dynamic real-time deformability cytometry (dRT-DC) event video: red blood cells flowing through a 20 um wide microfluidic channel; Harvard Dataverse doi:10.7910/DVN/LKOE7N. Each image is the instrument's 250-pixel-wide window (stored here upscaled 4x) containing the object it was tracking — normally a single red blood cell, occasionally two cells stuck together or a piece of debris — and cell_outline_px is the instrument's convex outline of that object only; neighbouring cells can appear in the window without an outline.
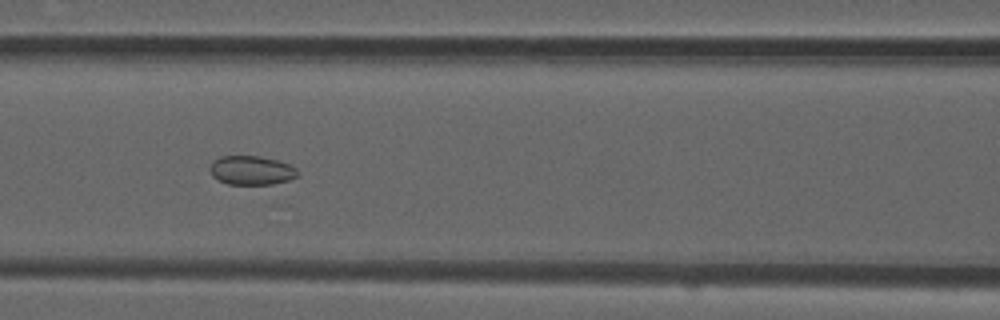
{"species": "common noctule bat (a hibernating species)", "species_latin": "Nyctalus noctula", "temperature_condition": "room temperature", "stored_images_in_passage": 35, "camera_frame_rate_fps": 3000, "um_per_image_px": 0.085, "animal": {"sex": "male", "forearm_length_mm": 52.5}, "frame": {"image": 1, "passage_image": 22, "time_ms": 7.0, "image_size_px": [1000, 320], "cell_outline_px": [[300, 172], [296, 176], [288, 180], [272, 184], [228, 184], [212, 176], [208, 168], [212, 160], [220, 156], [260, 156], [292, 164]], "centroid_in_image_um": [21.36, 14.46], "position_along_channel_um": 145.2, "area_um2": 14.97}}
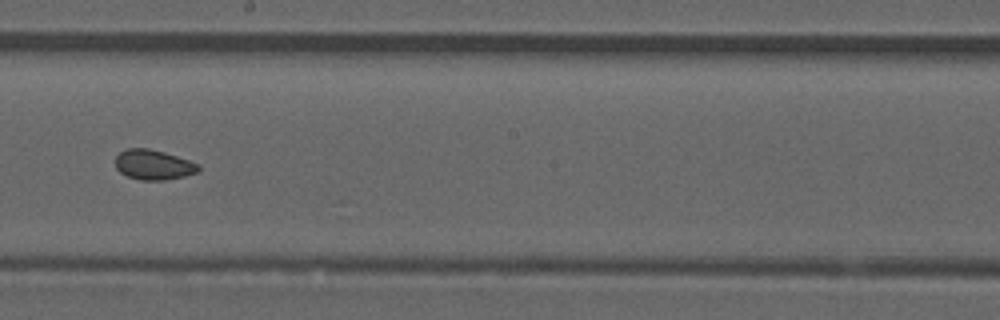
{"frame": {"image": 2, "passage_image": 29, "time_ms": 9.333, "image_size_px": [1000, 320], "cell_outline_px": [[200, 172], [184, 176], [164, 180], [140, 180], [128, 176], [120, 172], [116, 168], [116, 156], [120, 152], [128, 148], [148, 148], [164, 152], [200, 164]], "centroid_in_image_um": [13.06, 14.0], "position_along_channel_um": 235.1, "area_um2": 14.51}}
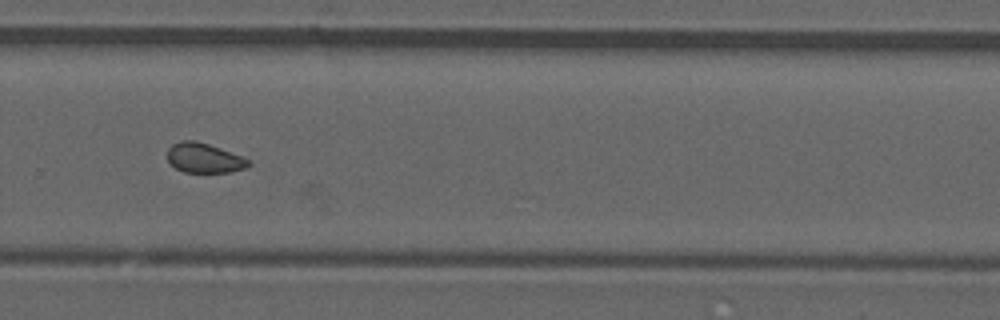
{"frame": {"image": 3, "passage_image": 35, "time_ms": 11.333, "image_size_px": [1000, 320], "cell_outline_px": [[252, 164], [244, 168], [232, 172], [184, 172], [176, 168], [168, 160], [168, 148], [172, 144], [180, 140], [196, 140], [220, 148], [240, 156], [248, 160]], "centroid_in_image_um": [17.33, 13.42], "position_along_channel_um": 312.5, "area_um2": 13.93}}